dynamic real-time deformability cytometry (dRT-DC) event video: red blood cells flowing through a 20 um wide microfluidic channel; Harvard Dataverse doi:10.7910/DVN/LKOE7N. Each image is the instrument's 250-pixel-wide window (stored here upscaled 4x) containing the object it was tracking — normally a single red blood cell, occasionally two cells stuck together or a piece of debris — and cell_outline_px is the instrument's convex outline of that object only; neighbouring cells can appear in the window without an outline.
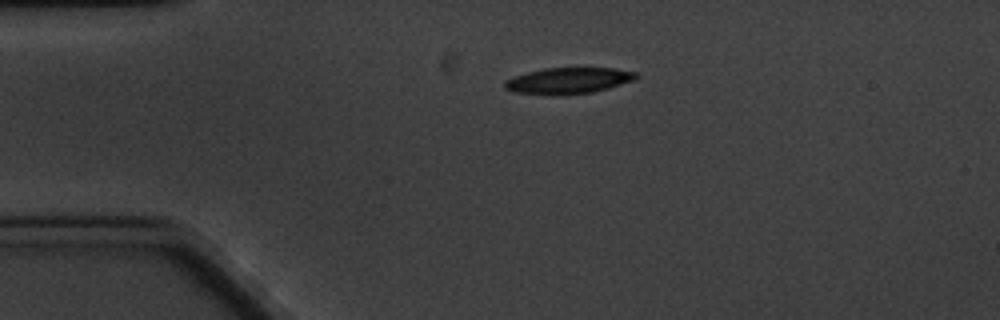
{"species": "common noctule bat (a hibernating species)", "species_latin": "Nyctalus noctula", "temperature_condition": "cold", "stored_images_in_passage": 2, "camera_frame_rate_fps": 3000, "um_per_image_px": 0.085, "animal": {"sex": "male", "body_mass_g": 20.1, "forearm_length_mm": 53.5}, "frame": {"image": 1, "passage_image": 1, "time_ms": 0.0, "image_size_px": [1000, 320], "cell_outline_px": [[640, 76], [636, 80], [608, 88], [592, 92], [512, 92], [504, 88], [504, 84], [508, 80], [516, 76], [528, 72], [544, 68], [612, 68], [640, 72]], "centroid_in_image_um": [48.45, 6.8], "position_along_channel_um": 36.5, "area_um2": 19.07}}